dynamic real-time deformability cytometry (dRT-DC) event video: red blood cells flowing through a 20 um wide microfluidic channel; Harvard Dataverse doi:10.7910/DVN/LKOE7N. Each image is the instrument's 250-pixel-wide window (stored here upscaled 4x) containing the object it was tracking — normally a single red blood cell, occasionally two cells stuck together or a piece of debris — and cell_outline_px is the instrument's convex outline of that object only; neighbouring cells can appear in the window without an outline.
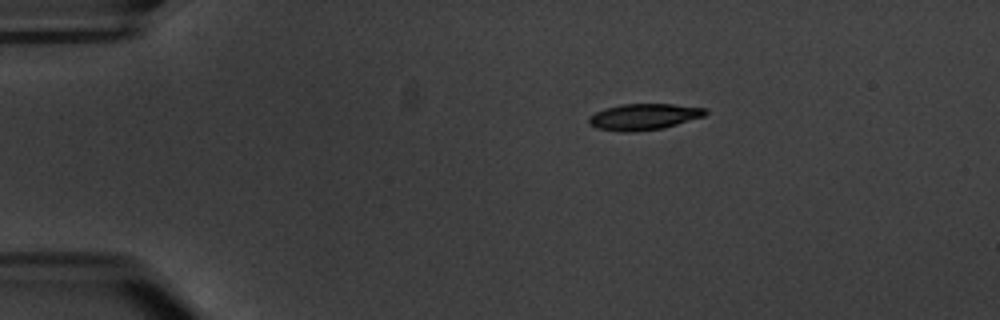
{"species": "common noctule bat (a hibernating species)", "species_latin": "Nyctalus noctula", "temperature_condition": "warm", "stored_images_in_passage": 3, "camera_frame_rate_fps": 3000, "um_per_image_px": 0.085, "animal": {"sex": "male", "body_mass_g": 20.1, "forearm_length_mm": 53.5}, "frame": {"image": 1, "passage_image": 1, "time_ms": 0.0, "image_size_px": [1000, 320], "cell_outline_px": [[708, 112], [704, 116], [664, 128], [636, 132], [624, 132], [596, 128], [588, 124], [588, 116], [604, 108], [620, 104], [672, 104], [708, 108]], "centroid_in_image_um": [54.71, 9.92], "position_along_channel_um": 30.3, "area_um2": 18.03}}